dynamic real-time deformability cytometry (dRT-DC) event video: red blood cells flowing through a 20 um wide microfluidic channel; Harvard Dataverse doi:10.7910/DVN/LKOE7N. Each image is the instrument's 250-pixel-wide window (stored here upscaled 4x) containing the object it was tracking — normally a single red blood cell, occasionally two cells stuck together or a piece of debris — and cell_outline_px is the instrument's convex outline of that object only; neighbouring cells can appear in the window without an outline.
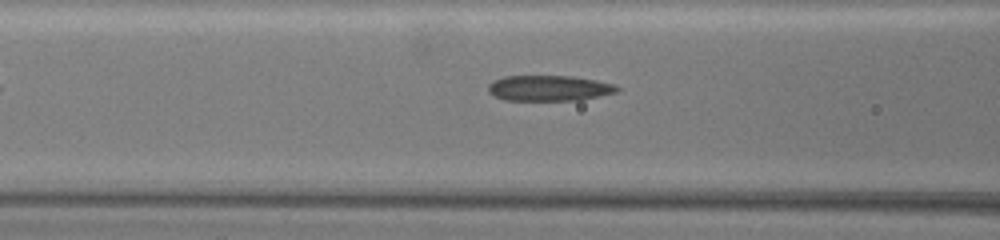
{"species": "common noctule bat (a hibernating species)", "species_latin": "Nyctalus noctula", "temperature_condition": "warm", "stored_images_in_passage": 33, "camera_frame_rate_fps": 3000, "um_per_image_px": 0.085, "animal": {"sex": "female", "body_mass_g": 19.5, "forearm_length_mm": 54.1}, "frame": {"image": 1, "passage_image": 3, "time_ms": 0.667, "image_size_px": [1000, 240], "cell_outline_px": [[620, 88], [616, 92], [580, 100], [504, 100], [488, 92], [488, 84], [492, 80], [504, 76], [572, 76], [596, 80], [612, 84]], "centroid_in_image_um": [46.63, 7.49], "position_along_channel_um": 120.0, "area_um2": 19.13}}
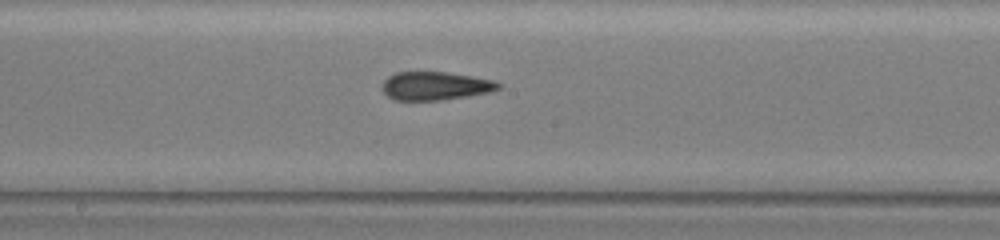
{"frame": {"image": 2, "passage_image": 12, "time_ms": 3.667, "image_size_px": [1000, 240], "cell_outline_px": [[500, 88], [488, 92], [468, 96], [444, 100], [396, 100], [388, 96], [384, 92], [384, 80], [388, 76], [396, 72], [448, 72], [472, 76], [492, 80], [500, 84]], "centroid_in_image_um": [37.0, 7.3], "position_along_channel_um": 211.2, "area_um2": 19.02}}
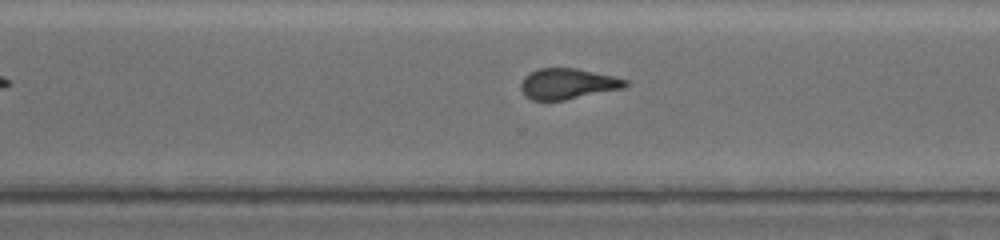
{"frame": {"image": 3, "passage_image": 23, "time_ms": 7.333, "image_size_px": [1000, 240], "cell_outline_px": [[628, 84], [624, 88], [564, 100], [532, 100], [524, 96], [520, 88], [520, 80], [528, 72], [536, 68], [576, 68], [612, 76], [628, 80]], "centroid_in_image_um": [48.19, 7.11], "position_along_channel_um": 322.4, "area_um2": 18.84}}